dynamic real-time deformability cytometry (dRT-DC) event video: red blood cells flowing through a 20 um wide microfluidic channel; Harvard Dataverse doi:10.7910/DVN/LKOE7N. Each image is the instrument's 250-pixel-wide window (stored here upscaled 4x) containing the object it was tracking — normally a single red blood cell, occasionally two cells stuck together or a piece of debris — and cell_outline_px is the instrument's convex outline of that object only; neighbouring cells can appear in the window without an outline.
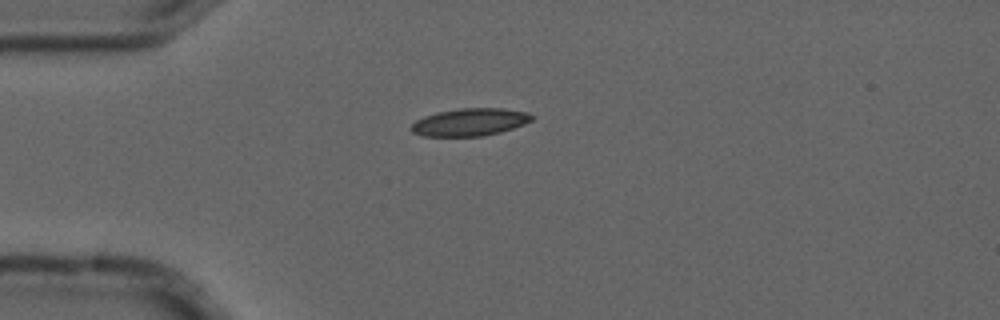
{"species": "common noctule bat (a hibernating species)", "species_latin": "Nyctalus noctula", "temperature_condition": "cold", "stored_images_in_passage": 1, "camera_frame_rate_fps": 3000, "um_per_image_px": 0.085, "animal": {"sex": "male", "forearm_length_mm": 52.5}, "frame": {"image": 1, "passage_image": 1, "time_ms": 0.0, "image_size_px": [1000, 320], "cell_outline_px": [[532, 120], [524, 124], [500, 132], [484, 136], [424, 136], [412, 132], [408, 128], [416, 120], [424, 116], [436, 112], [460, 108], [504, 108], [528, 112], [532, 116]], "centroid_in_image_um": [39.91, 10.37], "position_along_channel_um": 45.1, "area_um2": 19.42}}